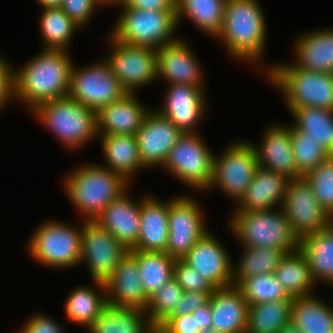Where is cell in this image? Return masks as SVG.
Instances as JSON below:
<instances>
[{"mask_svg": "<svg viewBox=\"0 0 333 333\" xmlns=\"http://www.w3.org/2000/svg\"><path fill=\"white\" fill-rule=\"evenodd\" d=\"M229 147L221 156L215 155L212 181L208 189L218 185V189L237 203L250 185L259 164L250 142H238Z\"/></svg>", "mask_w": 333, "mask_h": 333, "instance_id": "cell-11", "label": "cell"}, {"mask_svg": "<svg viewBox=\"0 0 333 333\" xmlns=\"http://www.w3.org/2000/svg\"><path fill=\"white\" fill-rule=\"evenodd\" d=\"M248 305L277 300H293L273 273L254 275L244 279L238 286Z\"/></svg>", "mask_w": 333, "mask_h": 333, "instance_id": "cell-40", "label": "cell"}, {"mask_svg": "<svg viewBox=\"0 0 333 333\" xmlns=\"http://www.w3.org/2000/svg\"><path fill=\"white\" fill-rule=\"evenodd\" d=\"M121 7L123 12L111 34L116 40L131 46L156 49L177 40L173 35L178 25L176 11Z\"/></svg>", "mask_w": 333, "mask_h": 333, "instance_id": "cell-7", "label": "cell"}, {"mask_svg": "<svg viewBox=\"0 0 333 333\" xmlns=\"http://www.w3.org/2000/svg\"><path fill=\"white\" fill-rule=\"evenodd\" d=\"M169 202L141 198L140 233L133 251L165 252L169 235Z\"/></svg>", "mask_w": 333, "mask_h": 333, "instance_id": "cell-24", "label": "cell"}, {"mask_svg": "<svg viewBox=\"0 0 333 333\" xmlns=\"http://www.w3.org/2000/svg\"><path fill=\"white\" fill-rule=\"evenodd\" d=\"M279 333H302L291 321L284 325Z\"/></svg>", "mask_w": 333, "mask_h": 333, "instance_id": "cell-54", "label": "cell"}, {"mask_svg": "<svg viewBox=\"0 0 333 333\" xmlns=\"http://www.w3.org/2000/svg\"><path fill=\"white\" fill-rule=\"evenodd\" d=\"M330 222H331V225H333V213L330 215Z\"/></svg>", "mask_w": 333, "mask_h": 333, "instance_id": "cell-57", "label": "cell"}, {"mask_svg": "<svg viewBox=\"0 0 333 333\" xmlns=\"http://www.w3.org/2000/svg\"><path fill=\"white\" fill-rule=\"evenodd\" d=\"M146 333H172L161 323H152Z\"/></svg>", "mask_w": 333, "mask_h": 333, "instance_id": "cell-52", "label": "cell"}, {"mask_svg": "<svg viewBox=\"0 0 333 333\" xmlns=\"http://www.w3.org/2000/svg\"><path fill=\"white\" fill-rule=\"evenodd\" d=\"M69 149L98 136L97 112L70 97L50 100L31 111Z\"/></svg>", "mask_w": 333, "mask_h": 333, "instance_id": "cell-6", "label": "cell"}, {"mask_svg": "<svg viewBox=\"0 0 333 333\" xmlns=\"http://www.w3.org/2000/svg\"><path fill=\"white\" fill-rule=\"evenodd\" d=\"M135 95L127 93L97 112L98 135H136L150 110H146Z\"/></svg>", "mask_w": 333, "mask_h": 333, "instance_id": "cell-21", "label": "cell"}, {"mask_svg": "<svg viewBox=\"0 0 333 333\" xmlns=\"http://www.w3.org/2000/svg\"><path fill=\"white\" fill-rule=\"evenodd\" d=\"M183 133L157 110L149 111L136 133L140 160L145 168L164 165Z\"/></svg>", "mask_w": 333, "mask_h": 333, "instance_id": "cell-16", "label": "cell"}, {"mask_svg": "<svg viewBox=\"0 0 333 333\" xmlns=\"http://www.w3.org/2000/svg\"><path fill=\"white\" fill-rule=\"evenodd\" d=\"M289 178L258 166L236 211H267L281 207ZM280 201V202H279Z\"/></svg>", "mask_w": 333, "mask_h": 333, "instance_id": "cell-26", "label": "cell"}, {"mask_svg": "<svg viewBox=\"0 0 333 333\" xmlns=\"http://www.w3.org/2000/svg\"><path fill=\"white\" fill-rule=\"evenodd\" d=\"M259 166L291 179L302 178L298 173L290 138V126H272L265 132L261 147L251 143Z\"/></svg>", "mask_w": 333, "mask_h": 333, "instance_id": "cell-22", "label": "cell"}, {"mask_svg": "<svg viewBox=\"0 0 333 333\" xmlns=\"http://www.w3.org/2000/svg\"><path fill=\"white\" fill-rule=\"evenodd\" d=\"M161 324L172 333H197L201 329L192 313L181 317H167Z\"/></svg>", "mask_w": 333, "mask_h": 333, "instance_id": "cell-49", "label": "cell"}, {"mask_svg": "<svg viewBox=\"0 0 333 333\" xmlns=\"http://www.w3.org/2000/svg\"><path fill=\"white\" fill-rule=\"evenodd\" d=\"M182 287L172 278L150 299L146 313L152 323H162L181 302Z\"/></svg>", "mask_w": 333, "mask_h": 333, "instance_id": "cell-43", "label": "cell"}, {"mask_svg": "<svg viewBox=\"0 0 333 333\" xmlns=\"http://www.w3.org/2000/svg\"><path fill=\"white\" fill-rule=\"evenodd\" d=\"M299 248L308 260L314 282L333 285V225L304 236Z\"/></svg>", "mask_w": 333, "mask_h": 333, "instance_id": "cell-28", "label": "cell"}, {"mask_svg": "<svg viewBox=\"0 0 333 333\" xmlns=\"http://www.w3.org/2000/svg\"><path fill=\"white\" fill-rule=\"evenodd\" d=\"M98 5V0H62L60 8L77 26L83 27Z\"/></svg>", "mask_w": 333, "mask_h": 333, "instance_id": "cell-45", "label": "cell"}, {"mask_svg": "<svg viewBox=\"0 0 333 333\" xmlns=\"http://www.w3.org/2000/svg\"><path fill=\"white\" fill-rule=\"evenodd\" d=\"M292 300L248 306L246 333H279L290 322Z\"/></svg>", "mask_w": 333, "mask_h": 333, "instance_id": "cell-37", "label": "cell"}, {"mask_svg": "<svg viewBox=\"0 0 333 333\" xmlns=\"http://www.w3.org/2000/svg\"><path fill=\"white\" fill-rule=\"evenodd\" d=\"M122 6L140 10L176 11V0H127Z\"/></svg>", "mask_w": 333, "mask_h": 333, "instance_id": "cell-50", "label": "cell"}, {"mask_svg": "<svg viewBox=\"0 0 333 333\" xmlns=\"http://www.w3.org/2000/svg\"><path fill=\"white\" fill-rule=\"evenodd\" d=\"M201 138L198 133H183L162 166L185 185L198 190L209 188L215 158Z\"/></svg>", "mask_w": 333, "mask_h": 333, "instance_id": "cell-9", "label": "cell"}, {"mask_svg": "<svg viewBox=\"0 0 333 333\" xmlns=\"http://www.w3.org/2000/svg\"><path fill=\"white\" fill-rule=\"evenodd\" d=\"M112 51L105 60L117 80L128 93H134L156 79V48L131 46L110 36Z\"/></svg>", "mask_w": 333, "mask_h": 333, "instance_id": "cell-12", "label": "cell"}, {"mask_svg": "<svg viewBox=\"0 0 333 333\" xmlns=\"http://www.w3.org/2000/svg\"><path fill=\"white\" fill-rule=\"evenodd\" d=\"M72 67L67 50L42 49L13 71V98L32 111L43 102L67 97Z\"/></svg>", "mask_w": 333, "mask_h": 333, "instance_id": "cell-1", "label": "cell"}, {"mask_svg": "<svg viewBox=\"0 0 333 333\" xmlns=\"http://www.w3.org/2000/svg\"><path fill=\"white\" fill-rule=\"evenodd\" d=\"M225 4L226 0H176L177 23L188 17L200 31L216 38L223 25Z\"/></svg>", "mask_w": 333, "mask_h": 333, "instance_id": "cell-34", "label": "cell"}, {"mask_svg": "<svg viewBox=\"0 0 333 333\" xmlns=\"http://www.w3.org/2000/svg\"><path fill=\"white\" fill-rule=\"evenodd\" d=\"M281 208L300 240L331 224L330 215L321 207L304 177L289 180Z\"/></svg>", "mask_w": 333, "mask_h": 333, "instance_id": "cell-14", "label": "cell"}, {"mask_svg": "<svg viewBox=\"0 0 333 333\" xmlns=\"http://www.w3.org/2000/svg\"><path fill=\"white\" fill-rule=\"evenodd\" d=\"M267 68L268 79L285 94L289 111L301 107L333 111V74L307 71L294 64H275Z\"/></svg>", "mask_w": 333, "mask_h": 333, "instance_id": "cell-5", "label": "cell"}, {"mask_svg": "<svg viewBox=\"0 0 333 333\" xmlns=\"http://www.w3.org/2000/svg\"><path fill=\"white\" fill-rule=\"evenodd\" d=\"M13 98V68L0 56V109ZM4 105V106H3Z\"/></svg>", "mask_w": 333, "mask_h": 333, "instance_id": "cell-48", "label": "cell"}, {"mask_svg": "<svg viewBox=\"0 0 333 333\" xmlns=\"http://www.w3.org/2000/svg\"><path fill=\"white\" fill-rule=\"evenodd\" d=\"M230 226L244 246L273 248L285 254L299 249L300 239L280 208L278 211H236Z\"/></svg>", "mask_w": 333, "mask_h": 333, "instance_id": "cell-4", "label": "cell"}, {"mask_svg": "<svg viewBox=\"0 0 333 333\" xmlns=\"http://www.w3.org/2000/svg\"><path fill=\"white\" fill-rule=\"evenodd\" d=\"M187 43L178 38L156 50L157 76H162L168 84L193 85L202 88L203 73L199 62Z\"/></svg>", "mask_w": 333, "mask_h": 333, "instance_id": "cell-20", "label": "cell"}, {"mask_svg": "<svg viewBox=\"0 0 333 333\" xmlns=\"http://www.w3.org/2000/svg\"><path fill=\"white\" fill-rule=\"evenodd\" d=\"M245 251L238 266L233 267L232 285L238 286L254 275L270 274L279 266L285 253L279 249L244 246Z\"/></svg>", "mask_w": 333, "mask_h": 333, "instance_id": "cell-38", "label": "cell"}, {"mask_svg": "<svg viewBox=\"0 0 333 333\" xmlns=\"http://www.w3.org/2000/svg\"><path fill=\"white\" fill-rule=\"evenodd\" d=\"M173 279L186 291L213 292L215 288L196 270L181 259H176Z\"/></svg>", "mask_w": 333, "mask_h": 333, "instance_id": "cell-44", "label": "cell"}, {"mask_svg": "<svg viewBox=\"0 0 333 333\" xmlns=\"http://www.w3.org/2000/svg\"><path fill=\"white\" fill-rule=\"evenodd\" d=\"M129 250L95 220H84L81 261H85L94 282L105 283Z\"/></svg>", "mask_w": 333, "mask_h": 333, "instance_id": "cell-13", "label": "cell"}, {"mask_svg": "<svg viewBox=\"0 0 333 333\" xmlns=\"http://www.w3.org/2000/svg\"><path fill=\"white\" fill-rule=\"evenodd\" d=\"M103 294L89 287H77L65 301V312L69 320L88 327L93 323L107 305L105 283L95 281ZM105 291V292H104ZM105 294V295H104Z\"/></svg>", "mask_w": 333, "mask_h": 333, "instance_id": "cell-36", "label": "cell"}, {"mask_svg": "<svg viewBox=\"0 0 333 333\" xmlns=\"http://www.w3.org/2000/svg\"><path fill=\"white\" fill-rule=\"evenodd\" d=\"M169 235L166 253L182 259L207 232L204 216L195 200L179 196L169 201Z\"/></svg>", "mask_w": 333, "mask_h": 333, "instance_id": "cell-15", "label": "cell"}, {"mask_svg": "<svg viewBox=\"0 0 333 333\" xmlns=\"http://www.w3.org/2000/svg\"><path fill=\"white\" fill-rule=\"evenodd\" d=\"M38 3L43 7L47 8H58L61 6L62 0H37Z\"/></svg>", "mask_w": 333, "mask_h": 333, "instance_id": "cell-53", "label": "cell"}, {"mask_svg": "<svg viewBox=\"0 0 333 333\" xmlns=\"http://www.w3.org/2000/svg\"><path fill=\"white\" fill-rule=\"evenodd\" d=\"M273 274L291 297L313 295L311 290L316 283L300 248L285 254Z\"/></svg>", "mask_w": 333, "mask_h": 333, "instance_id": "cell-32", "label": "cell"}, {"mask_svg": "<svg viewBox=\"0 0 333 333\" xmlns=\"http://www.w3.org/2000/svg\"><path fill=\"white\" fill-rule=\"evenodd\" d=\"M103 155L107 168L124 177L128 182L143 166L137 145L136 136L110 134L100 135ZM137 171V172H136Z\"/></svg>", "mask_w": 333, "mask_h": 333, "instance_id": "cell-29", "label": "cell"}, {"mask_svg": "<svg viewBox=\"0 0 333 333\" xmlns=\"http://www.w3.org/2000/svg\"><path fill=\"white\" fill-rule=\"evenodd\" d=\"M39 25L45 49L68 50L73 32L79 29L60 7L44 9Z\"/></svg>", "mask_w": 333, "mask_h": 333, "instance_id": "cell-39", "label": "cell"}, {"mask_svg": "<svg viewBox=\"0 0 333 333\" xmlns=\"http://www.w3.org/2000/svg\"><path fill=\"white\" fill-rule=\"evenodd\" d=\"M129 251L137 259L140 281L145 295L150 299L173 278L176 259L165 252Z\"/></svg>", "mask_w": 333, "mask_h": 333, "instance_id": "cell-33", "label": "cell"}, {"mask_svg": "<svg viewBox=\"0 0 333 333\" xmlns=\"http://www.w3.org/2000/svg\"><path fill=\"white\" fill-rule=\"evenodd\" d=\"M295 118L293 126L306 133L321 145L330 155H333V111L317 107L292 108Z\"/></svg>", "mask_w": 333, "mask_h": 333, "instance_id": "cell-35", "label": "cell"}, {"mask_svg": "<svg viewBox=\"0 0 333 333\" xmlns=\"http://www.w3.org/2000/svg\"><path fill=\"white\" fill-rule=\"evenodd\" d=\"M257 0H226L223 25L217 38L242 61H259L266 37V20Z\"/></svg>", "mask_w": 333, "mask_h": 333, "instance_id": "cell-2", "label": "cell"}, {"mask_svg": "<svg viewBox=\"0 0 333 333\" xmlns=\"http://www.w3.org/2000/svg\"><path fill=\"white\" fill-rule=\"evenodd\" d=\"M215 288L232 286L233 267L228 252L209 230L181 259Z\"/></svg>", "mask_w": 333, "mask_h": 333, "instance_id": "cell-17", "label": "cell"}, {"mask_svg": "<svg viewBox=\"0 0 333 333\" xmlns=\"http://www.w3.org/2000/svg\"><path fill=\"white\" fill-rule=\"evenodd\" d=\"M197 333H219L214 327L201 328Z\"/></svg>", "mask_w": 333, "mask_h": 333, "instance_id": "cell-56", "label": "cell"}, {"mask_svg": "<svg viewBox=\"0 0 333 333\" xmlns=\"http://www.w3.org/2000/svg\"><path fill=\"white\" fill-rule=\"evenodd\" d=\"M295 45L296 67L333 74V29L306 32Z\"/></svg>", "mask_w": 333, "mask_h": 333, "instance_id": "cell-27", "label": "cell"}, {"mask_svg": "<svg viewBox=\"0 0 333 333\" xmlns=\"http://www.w3.org/2000/svg\"><path fill=\"white\" fill-rule=\"evenodd\" d=\"M44 314H33L20 333H63L62 326Z\"/></svg>", "mask_w": 333, "mask_h": 333, "instance_id": "cell-47", "label": "cell"}, {"mask_svg": "<svg viewBox=\"0 0 333 333\" xmlns=\"http://www.w3.org/2000/svg\"><path fill=\"white\" fill-rule=\"evenodd\" d=\"M79 229L61 222L41 224L29 240L30 255L43 265L63 268L81 262V237Z\"/></svg>", "mask_w": 333, "mask_h": 333, "instance_id": "cell-8", "label": "cell"}, {"mask_svg": "<svg viewBox=\"0 0 333 333\" xmlns=\"http://www.w3.org/2000/svg\"><path fill=\"white\" fill-rule=\"evenodd\" d=\"M71 172L64 180L65 193L85 220H95L128 190L129 182L106 166L87 164Z\"/></svg>", "mask_w": 333, "mask_h": 333, "instance_id": "cell-3", "label": "cell"}, {"mask_svg": "<svg viewBox=\"0 0 333 333\" xmlns=\"http://www.w3.org/2000/svg\"><path fill=\"white\" fill-rule=\"evenodd\" d=\"M290 138L295 165L302 177L330 156L315 140L306 137V133L297 130L292 125L290 126Z\"/></svg>", "mask_w": 333, "mask_h": 333, "instance_id": "cell-41", "label": "cell"}, {"mask_svg": "<svg viewBox=\"0 0 333 333\" xmlns=\"http://www.w3.org/2000/svg\"><path fill=\"white\" fill-rule=\"evenodd\" d=\"M140 280L137 259L128 251L105 282L107 304L146 310L149 298Z\"/></svg>", "mask_w": 333, "mask_h": 333, "instance_id": "cell-19", "label": "cell"}, {"mask_svg": "<svg viewBox=\"0 0 333 333\" xmlns=\"http://www.w3.org/2000/svg\"><path fill=\"white\" fill-rule=\"evenodd\" d=\"M213 292L186 291L181 297V302L174 308L168 317H181L193 313L198 307L209 302Z\"/></svg>", "mask_w": 333, "mask_h": 333, "instance_id": "cell-46", "label": "cell"}, {"mask_svg": "<svg viewBox=\"0 0 333 333\" xmlns=\"http://www.w3.org/2000/svg\"><path fill=\"white\" fill-rule=\"evenodd\" d=\"M100 5H108V4H118V5H125L127 0H98Z\"/></svg>", "mask_w": 333, "mask_h": 333, "instance_id": "cell-55", "label": "cell"}, {"mask_svg": "<svg viewBox=\"0 0 333 333\" xmlns=\"http://www.w3.org/2000/svg\"><path fill=\"white\" fill-rule=\"evenodd\" d=\"M168 87L164 106L157 111L182 133H197L195 126H198L206 107L202 88L184 84H169Z\"/></svg>", "mask_w": 333, "mask_h": 333, "instance_id": "cell-18", "label": "cell"}, {"mask_svg": "<svg viewBox=\"0 0 333 333\" xmlns=\"http://www.w3.org/2000/svg\"><path fill=\"white\" fill-rule=\"evenodd\" d=\"M304 178L311 185L313 194L321 207L331 215L333 213V155L308 172Z\"/></svg>", "mask_w": 333, "mask_h": 333, "instance_id": "cell-42", "label": "cell"}, {"mask_svg": "<svg viewBox=\"0 0 333 333\" xmlns=\"http://www.w3.org/2000/svg\"><path fill=\"white\" fill-rule=\"evenodd\" d=\"M196 316L200 328L212 327V308L210 301L198 307L193 313Z\"/></svg>", "mask_w": 333, "mask_h": 333, "instance_id": "cell-51", "label": "cell"}, {"mask_svg": "<svg viewBox=\"0 0 333 333\" xmlns=\"http://www.w3.org/2000/svg\"><path fill=\"white\" fill-rule=\"evenodd\" d=\"M290 317L302 333H333V309L314 295L293 297Z\"/></svg>", "mask_w": 333, "mask_h": 333, "instance_id": "cell-31", "label": "cell"}, {"mask_svg": "<svg viewBox=\"0 0 333 333\" xmlns=\"http://www.w3.org/2000/svg\"><path fill=\"white\" fill-rule=\"evenodd\" d=\"M151 324L143 309L107 304L87 330L89 333H146Z\"/></svg>", "mask_w": 333, "mask_h": 333, "instance_id": "cell-30", "label": "cell"}, {"mask_svg": "<svg viewBox=\"0 0 333 333\" xmlns=\"http://www.w3.org/2000/svg\"><path fill=\"white\" fill-rule=\"evenodd\" d=\"M127 93L106 61L81 69L73 64L67 96L89 109L98 112Z\"/></svg>", "mask_w": 333, "mask_h": 333, "instance_id": "cell-10", "label": "cell"}, {"mask_svg": "<svg viewBox=\"0 0 333 333\" xmlns=\"http://www.w3.org/2000/svg\"><path fill=\"white\" fill-rule=\"evenodd\" d=\"M123 193L107 205L95 219L109 231L122 245L131 250L137 243L140 233V206Z\"/></svg>", "mask_w": 333, "mask_h": 333, "instance_id": "cell-23", "label": "cell"}, {"mask_svg": "<svg viewBox=\"0 0 333 333\" xmlns=\"http://www.w3.org/2000/svg\"><path fill=\"white\" fill-rule=\"evenodd\" d=\"M209 301L212 327L219 333H246L249 305L237 286L215 289Z\"/></svg>", "mask_w": 333, "mask_h": 333, "instance_id": "cell-25", "label": "cell"}]
</instances>
